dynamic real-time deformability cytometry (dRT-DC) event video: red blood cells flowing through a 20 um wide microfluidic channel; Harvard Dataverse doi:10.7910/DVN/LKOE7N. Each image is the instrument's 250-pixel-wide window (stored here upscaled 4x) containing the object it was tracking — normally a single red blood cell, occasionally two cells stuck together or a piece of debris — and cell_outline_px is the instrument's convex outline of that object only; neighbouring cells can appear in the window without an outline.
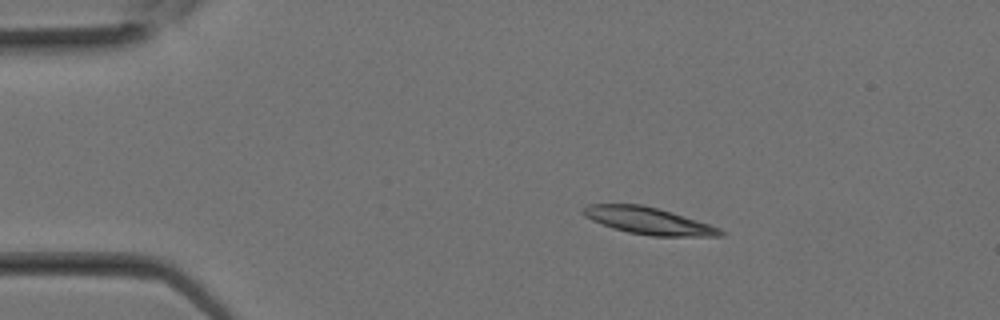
{"species": "Egyptian fruit bat (a non-hibernating species)", "species_latin": "Rousettus aegyptiacus", "temperature_condition": "room temperature", "stored_images_in_passage": 7, "camera_frame_rate_fps": 3000, "um_per_image_px": 0.085, "animal": {"sex": "female"}, "frame": {"image": 1, "passage_image": 2, "time_ms": 0.333, "image_size_px": [1000, 320], "cell_outline_px": [[724, 236], [652, 236], [628, 232], [612, 228], [592, 220], [584, 216], [580, 212], [588, 204], [644, 204], [672, 212], [720, 228], [724, 232]], "centroid_in_image_um": [55.09, 18.76], "position_along_channel_um": 29.9, "area_um2": 21.5}}
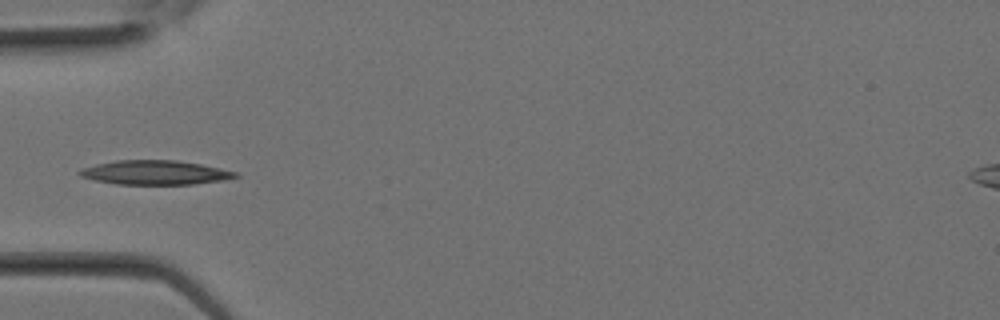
{"frame": {"image": 2, "passage_image": 6, "time_ms": 1.667, "image_size_px": [1000, 320], "cell_outline_px": [[240, 176], [224, 180], [192, 184], [116, 184], [96, 180], [80, 176], [76, 172], [80, 168], [96, 164], [116, 160], [176, 160], [200, 164], [220, 168], [236, 172]], "centroid_in_image_um": [13.15, 14.66], "position_along_channel_um": 71.9, "area_um2": 21.96}}